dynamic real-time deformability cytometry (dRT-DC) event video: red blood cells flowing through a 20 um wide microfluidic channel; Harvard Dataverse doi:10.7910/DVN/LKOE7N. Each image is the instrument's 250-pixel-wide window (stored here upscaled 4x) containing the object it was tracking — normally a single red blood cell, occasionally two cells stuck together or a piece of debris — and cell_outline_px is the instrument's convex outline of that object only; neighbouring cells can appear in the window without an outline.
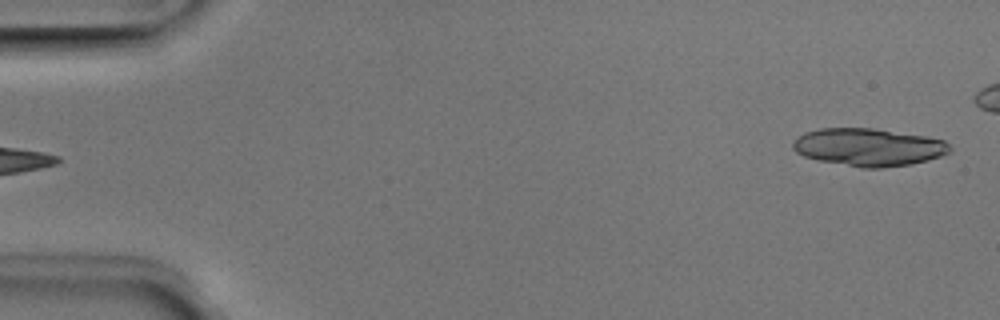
{"species": "Egyptian fruit bat (a non-hibernating species)", "species_latin": "Rousettus aegyptiacus", "temperature_condition": "room temperature", "stored_images_in_passage": 6, "segment_of_instrument_passage": [2, 2], "camera_frame_rate_fps": 3000, "um_per_image_px": 0.085, "animal": {"sex": "male"}, "frame": {"image": 1, "passage_image": 6, "time_ms": 1.667, "image_size_px": [1000, 320], "cell_outline_px": [[952, 152], [928, 160], [912, 164], [880, 168], [860, 168], [816, 160], [804, 156], [796, 152], [792, 148], [792, 140], [796, 136], [804, 132], [820, 128], [872, 128], [928, 136], [944, 140], [952, 148]], "centroid_in_image_um": [73.81, 12.51], "position_along_channel_um": 11.2, "area_um2": 34.97}}